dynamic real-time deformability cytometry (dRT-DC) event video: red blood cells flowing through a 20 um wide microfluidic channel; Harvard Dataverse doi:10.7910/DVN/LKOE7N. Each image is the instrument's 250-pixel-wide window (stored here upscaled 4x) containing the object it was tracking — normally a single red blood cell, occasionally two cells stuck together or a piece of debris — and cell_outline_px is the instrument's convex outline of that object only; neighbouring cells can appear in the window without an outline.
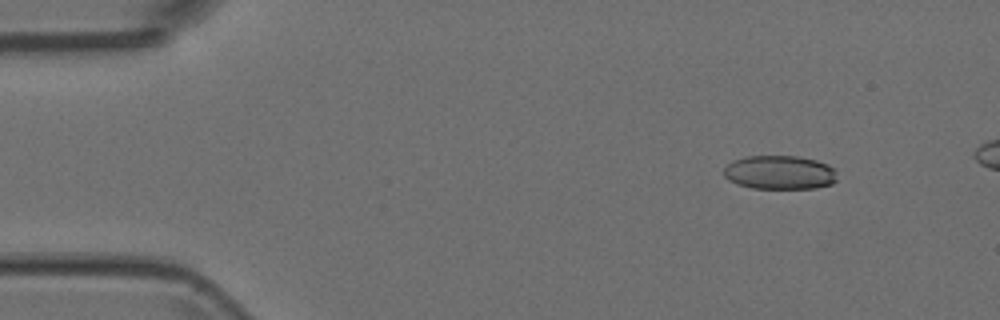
{"species": "Egyptian fruit bat (a non-hibernating species)", "species_latin": "Rousettus aegyptiacus", "temperature_condition": "room temperature", "stored_images_in_passage": 6, "camera_frame_rate_fps": 3000, "um_per_image_px": 0.085, "animal": {"sex": "female"}, "frame": {"image": 1, "passage_image": 2, "time_ms": 0.333, "image_size_px": [1000, 320], "cell_outline_px": [[836, 180], [832, 184], [816, 188], [752, 188], [728, 180], [724, 176], [724, 168], [732, 160], [744, 156], [796, 156], [816, 160], [828, 164], [836, 172]], "centroid_in_image_um": [66.27, 14.65], "position_along_channel_um": 18.7, "area_um2": 22.37}}
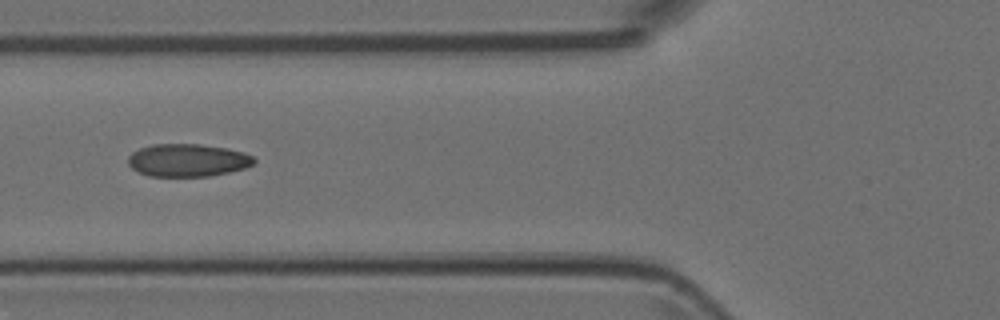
{"frame": {"image": 2, "passage_image": 6, "time_ms": 1.667, "image_size_px": [1000, 320], "cell_outline_px": [[256, 164], [244, 168], [228, 172], [208, 176], [148, 176], [132, 168], [128, 164], [128, 156], [132, 152], [140, 148], [152, 144], [200, 144], [228, 148], [244, 152], [252, 156], [256, 160]], "centroid_in_image_um": [15.96, 13.61], "position_along_channel_um": 109.8, "area_um2": 24.1}}